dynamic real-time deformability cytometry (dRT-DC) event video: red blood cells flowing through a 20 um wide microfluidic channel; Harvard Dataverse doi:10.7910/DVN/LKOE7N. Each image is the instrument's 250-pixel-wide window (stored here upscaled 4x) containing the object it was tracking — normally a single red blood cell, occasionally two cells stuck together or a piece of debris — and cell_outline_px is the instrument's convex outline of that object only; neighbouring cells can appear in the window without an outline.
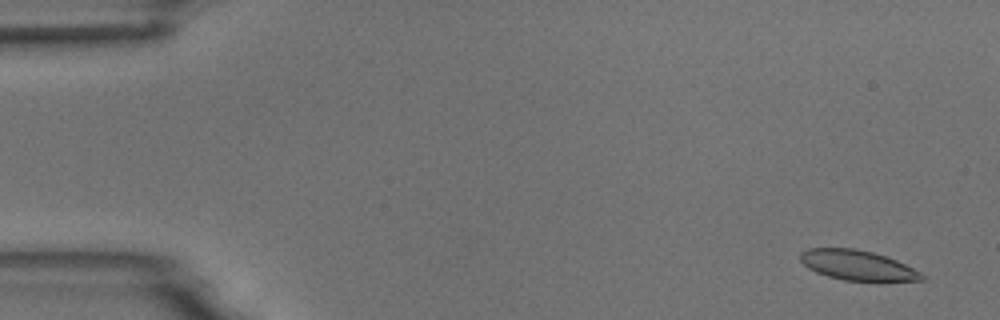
{"species": "common noctule bat (a hibernating species)", "species_latin": "Nyctalus noctula", "temperature_condition": "room temperature", "stored_images_in_passage": 55, "camera_frame_rate_fps": 3000, "um_per_image_px": 0.085, "animal": {"sex": "male", "body_mass_g": 18.8}, "frame": {"image": 1, "passage_image": 3, "time_ms": 0.667, "image_size_px": [1000, 320], "cell_outline_px": [[924, 280], [880, 284], [844, 280], [828, 276], [816, 272], [808, 268], [800, 260], [800, 252], [808, 248], [856, 248], [872, 252], [896, 260], [920, 272], [924, 276]], "centroid_in_image_um": [72.94, 22.6], "position_along_channel_um": 12.1, "area_um2": 21.96}}
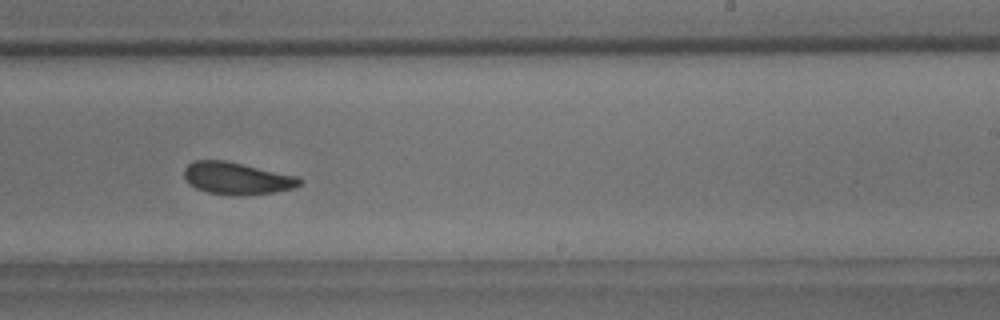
{"frame": {"image": 2, "passage_image": 34, "time_ms": 11.0, "image_size_px": [1000, 320], "cell_outline_px": [[300, 184], [292, 188], [272, 192], [240, 196], [232, 196], [208, 192], [196, 188], [188, 184], [184, 176], [184, 168], [192, 160], [224, 160], [296, 176], [300, 180]], "centroid_in_image_um": [20.05, 15.16], "position_along_channel_um": 269.0, "area_um2": 21.44}}
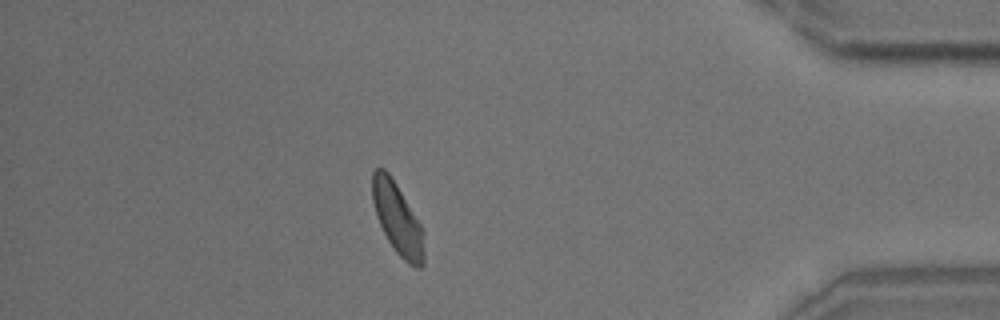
{"frame": {"image": 3, "passage_image": 48, "time_ms": 15.667, "image_size_px": [1000, 320], "cell_outline_px": [[424, 264], [420, 268], [416, 268], [408, 264], [396, 252], [388, 240], [376, 216], [372, 200], [372, 172], [376, 168], [384, 168], [388, 172], [396, 184], [420, 224], [424, 232]], "centroid_in_image_um": [33.79, 18.62], "position_along_channel_um": 401.4, "area_um2": 21.39}, "authors_computed_cell_mechanics": {"area_um2": 22.0218, "velocity_mm_per_s": 3.6979, "shape_relaxation_time_tau1_ms": 5.1677, "shape_relaxation_time_tau2_ms": 2.0582, "deformation_change_tau1": 0.1055, "deformation_change_tau2": 0.0711}}